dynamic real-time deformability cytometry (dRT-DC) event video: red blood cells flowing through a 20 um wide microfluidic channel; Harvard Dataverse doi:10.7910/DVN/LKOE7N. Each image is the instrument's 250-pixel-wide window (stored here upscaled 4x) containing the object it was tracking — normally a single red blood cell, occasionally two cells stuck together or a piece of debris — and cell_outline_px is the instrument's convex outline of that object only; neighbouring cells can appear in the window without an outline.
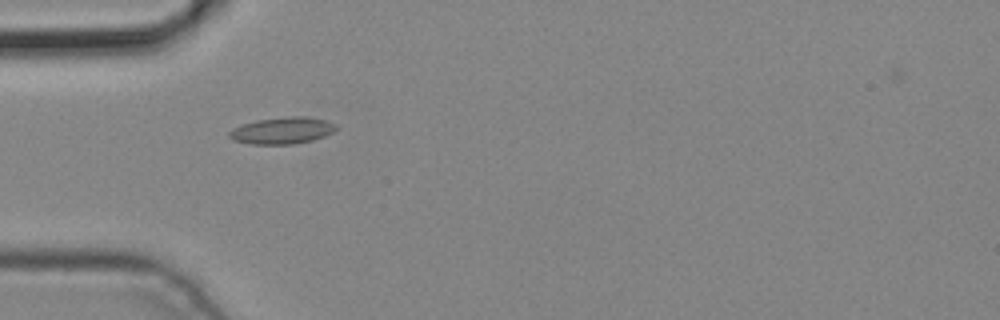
{"species": "common noctule bat (a hibernating species)", "species_latin": "Nyctalus noctula", "temperature_condition": "cold", "stored_images_in_passage": 3, "camera_frame_rate_fps": 3000, "um_per_image_px": 0.085, "animal": {"sex": "male", "body_mass_g": 19.2, "forearm_length_mm": 51.8}, "frame": {"image": 1, "passage_image": 1, "time_ms": 0.0, "image_size_px": [1000, 320], "cell_outline_px": [[340, 128], [324, 136], [312, 140], [292, 144], [252, 144], [232, 140], [228, 136], [228, 132], [232, 128], [256, 120], [288, 116], [304, 116], [324, 120], [336, 124]], "centroid_in_image_um": [23.98, 11.09], "position_along_channel_um": 61.0, "area_um2": 16.65}}
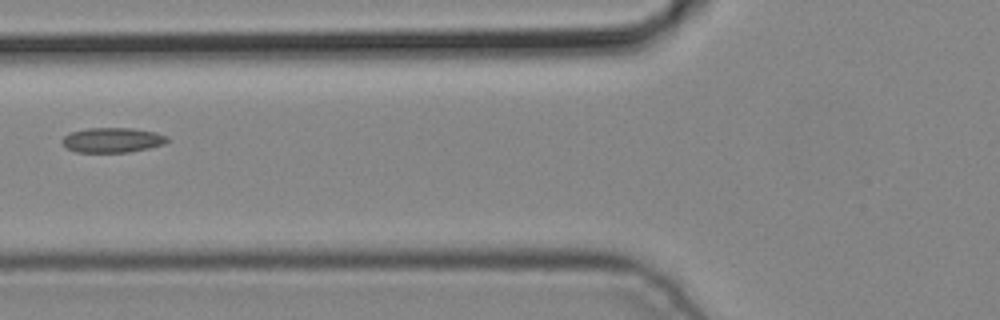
{"frame": {"image": 2, "passage_image": 2, "time_ms": 0.333, "image_size_px": [1000, 320], "cell_outline_px": [[168, 140], [164, 144], [148, 148], [128, 152], [76, 152], [68, 148], [60, 140], [68, 132], [88, 128], [132, 128], [156, 132], [168, 136]], "centroid_in_image_um": [9.54, 11.89], "position_along_channel_um": 116.3, "area_um2": 15.26}}
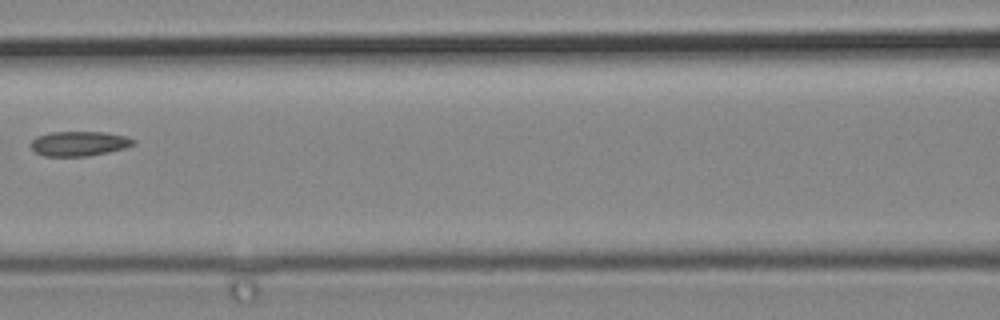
{"frame": {"image": 3, "passage_image": 3, "time_ms": 0.667, "image_size_px": [1000, 320], "cell_outline_px": [[136, 144], [124, 148], [108, 152], [88, 156], [44, 156], [36, 152], [32, 148], [32, 140], [36, 136], [48, 132], [104, 132], [124, 136], [136, 140]], "centroid_in_image_um": [6.73, 12.2], "position_along_channel_um": 159.9, "area_um2": 14.74}}